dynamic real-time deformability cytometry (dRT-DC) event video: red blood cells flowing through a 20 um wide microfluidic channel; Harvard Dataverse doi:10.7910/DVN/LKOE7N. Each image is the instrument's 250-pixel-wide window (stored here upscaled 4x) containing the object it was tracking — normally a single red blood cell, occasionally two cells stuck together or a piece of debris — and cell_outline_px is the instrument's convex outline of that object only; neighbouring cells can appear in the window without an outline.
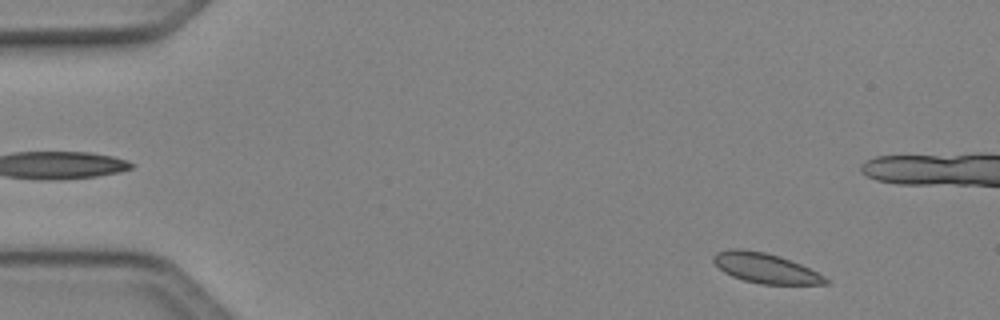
{"species": "Egyptian fruit bat (a non-hibernating species)", "species_latin": "Rousettus aegyptiacus", "temperature_condition": "cold", "stored_images_in_passage": 48, "camera_frame_rate_fps": 3000, "um_per_image_px": 0.085, "animal": {"sex": "female"}, "frame": {"image": 1, "passage_image": 3, "time_ms": 0.667, "image_size_px": [1000, 320], "cell_outline_px": [[828, 284], [760, 284], [744, 280], [732, 276], [724, 272], [712, 260], [712, 256], [716, 252], [728, 248], [740, 248], [764, 252], [780, 256], [800, 264], [824, 276], [828, 280]], "centroid_in_image_um": [65.01, 22.77], "position_along_channel_um": 20.0, "area_um2": 19.48}}
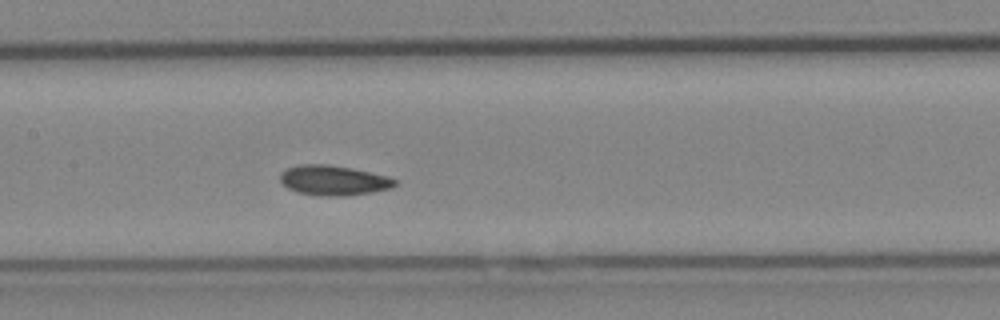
{"frame": {"image": 2, "passage_image": 22, "time_ms": 7.0, "image_size_px": [1000, 320], "cell_outline_px": [[400, 180], [392, 188], [372, 192], [344, 196], [320, 196], [296, 192], [288, 188], [280, 180], [280, 172], [288, 168], [300, 164], [328, 164], [352, 168], [388, 176]], "centroid_in_image_um": [28.37, 15.33], "position_along_channel_um": 179.0, "area_um2": 20.23}}
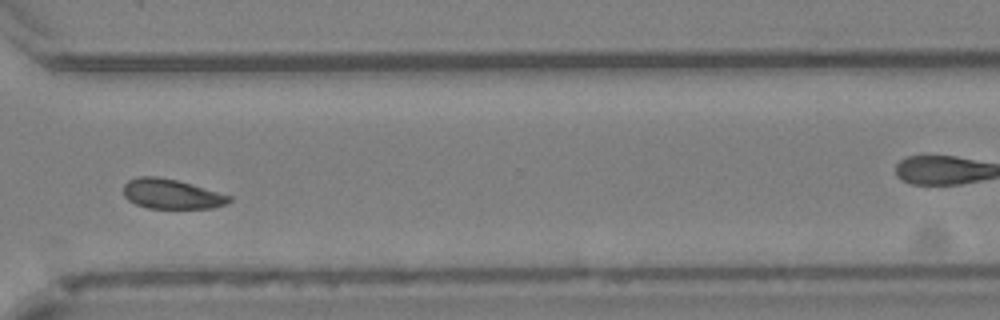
{"frame": {"image": 3, "passage_image": 35, "time_ms": 11.333, "image_size_px": [1000, 320], "cell_outline_px": [[232, 200], [228, 204], [212, 208], [148, 208], [136, 204], [128, 200], [124, 196], [124, 184], [128, 180], [140, 176], [156, 176], [176, 180], [232, 196]], "centroid_in_image_um": [14.58, 16.49], "position_along_channel_um": 356.0, "area_um2": 18.26}, "authors_computed_cell_mechanics": {"area_um2": 19.2474, "velocity_mm_per_s": 4.0625, "shape_relaxation_time_tau1_ms": 3.5647, "shape_relaxation_time_tau2_ms": null, "deformation_change_tau1": 0.0703, "deformation_change_tau2": null}}